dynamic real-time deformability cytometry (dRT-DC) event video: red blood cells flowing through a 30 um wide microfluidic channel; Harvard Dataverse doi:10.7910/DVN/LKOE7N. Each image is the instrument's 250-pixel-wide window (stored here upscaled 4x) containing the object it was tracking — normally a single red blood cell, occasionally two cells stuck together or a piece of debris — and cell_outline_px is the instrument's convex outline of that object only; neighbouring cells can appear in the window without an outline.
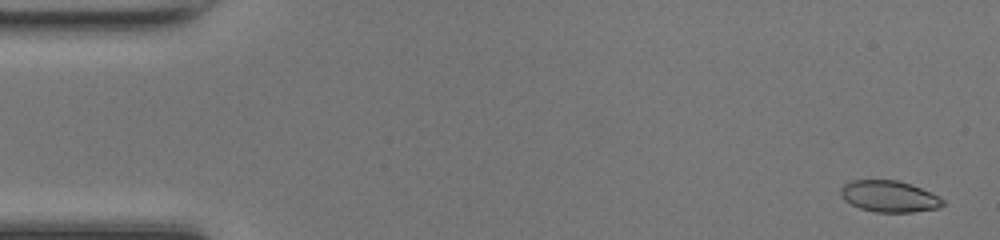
{"species": "common noctule bat (a hibernating species)", "species_latin": "Nyctalus noctula", "temperature_condition": "room temperature", "stored_images_in_passage": 48, "camera_frame_rate_fps": 3000, "um_per_image_px": 0.085, "animal": {"sex": "female", "body_mass_g": 17.0, "forearm_length_mm": 48.0}, "frame": {"image": 1, "passage_image": 1, "time_ms": 0.0, "image_size_px": [1000, 240], "cell_outline_px": [[944, 204], [940, 208], [912, 212], [876, 212], [860, 208], [844, 200], [840, 196], [840, 188], [844, 184], [852, 180], [896, 180], [920, 188], [944, 200]], "centroid_in_image_um": [75.54, 16.7], "position_along_channel_um": 9.5, "area_um2": 18.5}}
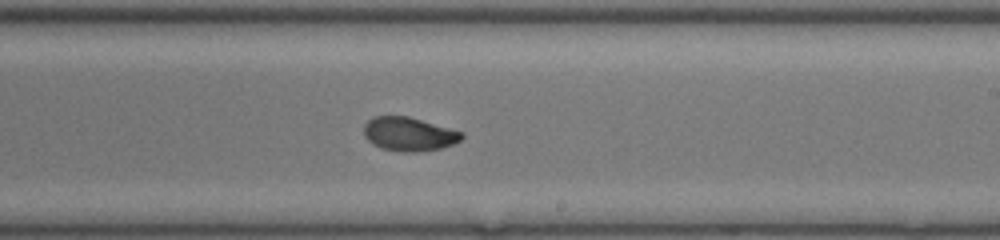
{"frame": {"image": 2, "passage_image": 28, "time_ms": 9.0, "image_size_px": [1000, 240], "cell_outline_px": [[464, 136], [460, 140], [452, 144], [440, 148], [416, 152], [404, 152], [380, 148], [372, 144], [364, 136], [364, 124], [368, 120], [376, 116], [408, 116], [464, 132]], "centroid_in_image_um": [34.75, 11.39], "position_along_channel_um": 254.3, "area_um2": 19.25}}
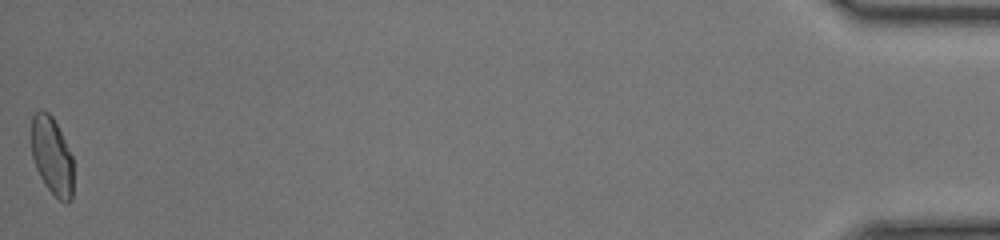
{"frame": {"image": 3, "passage_image": 48, "time_ms": 15.667, "image_size_px": [1000, 240], "cell_outline_px": [[72, 200], [68, 204], [60, 200], [44, 184], [36, 168], [32, 156], [32, 116], [36, 112], [48, 112], [52, 116], [72, 156]], "centroid_in_image_um": [4.42, 13.29], "position_along_channel_um": 430.8, "area_um2": 18.61}, "authors_computed_cell_mechanics": {"area_um2": 19.4208, "velocity_mm_per_s": 4.2568, "shape_relaxation_time_tau1_ms": 3.4659, "shape_relaxation_time_tau2_ms": 1.0807, "deformation_change_tau1": 0.1485, "deformation_change_tau2": 0.0438}}